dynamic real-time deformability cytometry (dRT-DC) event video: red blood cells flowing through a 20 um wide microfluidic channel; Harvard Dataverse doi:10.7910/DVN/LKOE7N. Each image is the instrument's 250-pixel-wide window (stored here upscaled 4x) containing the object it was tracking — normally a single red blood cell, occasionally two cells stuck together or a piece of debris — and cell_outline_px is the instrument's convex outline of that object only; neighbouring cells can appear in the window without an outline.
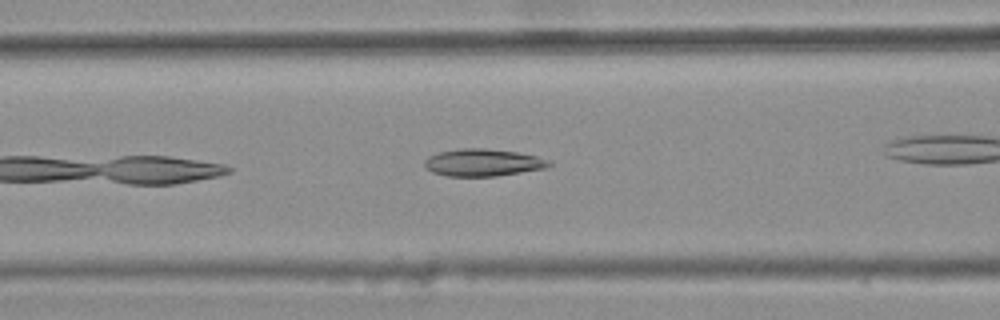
{"species": "common noctule bat (a hibernating species)", "species_latin": "Nyctalus noctula", "temperature_condition": "warm", "stored_images_in_passage": 7, "camera_frame_rate_fps": 3000, "um_per_image_px": 0.085, "animal": {"sex": "female", "body_mass_g": 25.1}, "frame": {"image": 1, "passage_image": 6, "time_ms": 1.667, "image_size_px": [1000, 320], "cell_outline_px": [[552, 164], [544, 168], [496, 176], [448, 176], [432, 172], [424, 164], [424, 160], [428, 156], [440, 152], [460, 148], [484, 148], [516, 152], [536, 156]], "centroid_in_image_um": [40.99, 13.81], "position_along_channel_um": 125.6, "area_um2": 19.42}}